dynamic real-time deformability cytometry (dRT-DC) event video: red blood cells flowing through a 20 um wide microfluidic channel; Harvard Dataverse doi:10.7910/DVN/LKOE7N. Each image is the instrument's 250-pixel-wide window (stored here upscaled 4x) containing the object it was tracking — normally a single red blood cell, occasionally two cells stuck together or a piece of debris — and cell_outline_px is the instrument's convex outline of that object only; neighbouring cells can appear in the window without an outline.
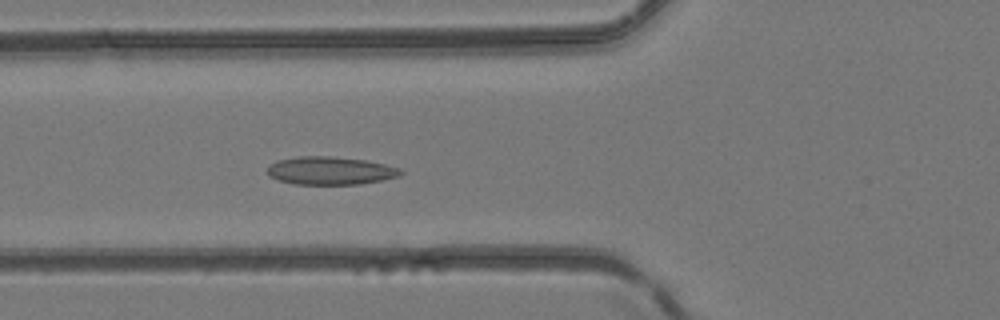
{"species": "common noctule bat (a hibernating species)", "species_latin": "Nyctalus noctula", "temperature_condition": "room temperature", "stored_images_in_passage": 44, "camera_frame_rate_fps": 3000, "um_per_image_px": 0.085, "animal": {"sex": "female", "body_mass_g": 24.6, "forearm_length_mm": 56.2}, "frame": {"image": 1, "passage_image": 15, "time_ms": 4.667, "image_size_px": [1000, 320], "cell_outline_px": [[404, 172], [400, 176], [360, 184], [296, 184], [280, 180], [268, 176], [268, 168], [276, 160], [300, 156], [332, 156], [364, 160], [384, 164], [400, 168]], "centroid_in_image_um": [28.09, 14.5], "position_along_channel_um": 97.7, "area_um2": 21.62}}
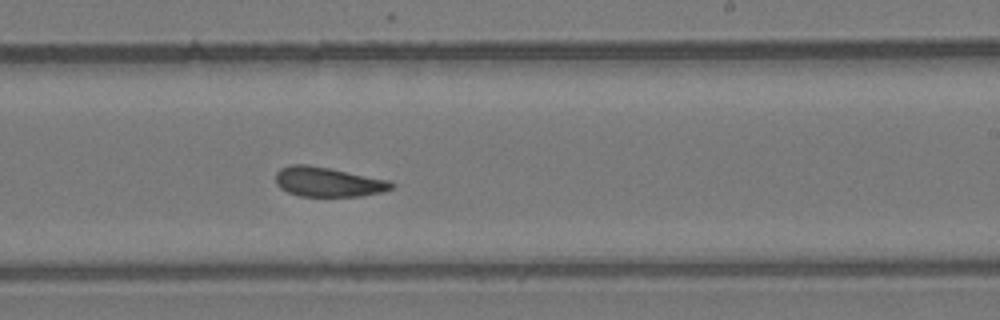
{"frame": {"image": 2, "passage_image": 26, "time_ms": 8.333, "image_size_px": [1000, 320], "cell_outline_px": [[396, 184], [392, 188], [380, 192], [360, 196], [300, 196], [288, 192], [280, 188], [276, 184], [276, 172], [280, 168], [292, 164], [308, 164], [388, 180]], "centroid_in_image_um": [27.84, 15.46], "position_along_channel_um": 261.2, "area_um2": 19.83}}
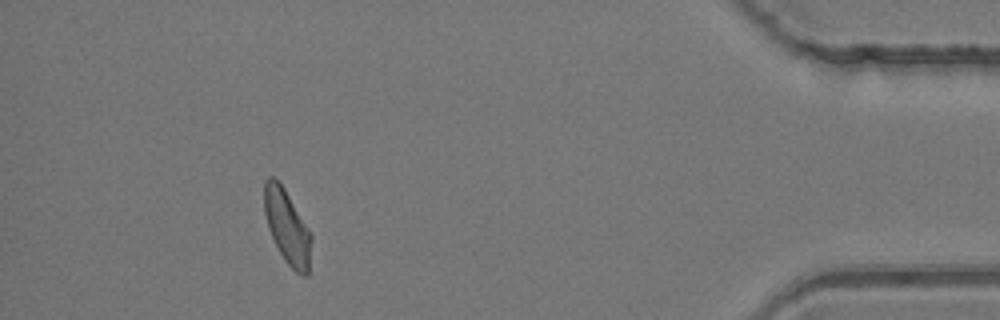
{"frame": {"image": 3, "passage_image": 40, "time_ms": 13.0, "image_size_px": [1000, 320], "cell_outline_px": [[312, 240], [308, 276], [304, 276], [296, 272], [284, 260], [268, 228], [264, 212], [264, 180], [268, 176], [272, 176], [284, 188], [308, 228], [312, 236]], "centroid_in_image_um": [24.41, 19.29], "position_along_channel_um": 410.8, "area_um2": 20.11}}